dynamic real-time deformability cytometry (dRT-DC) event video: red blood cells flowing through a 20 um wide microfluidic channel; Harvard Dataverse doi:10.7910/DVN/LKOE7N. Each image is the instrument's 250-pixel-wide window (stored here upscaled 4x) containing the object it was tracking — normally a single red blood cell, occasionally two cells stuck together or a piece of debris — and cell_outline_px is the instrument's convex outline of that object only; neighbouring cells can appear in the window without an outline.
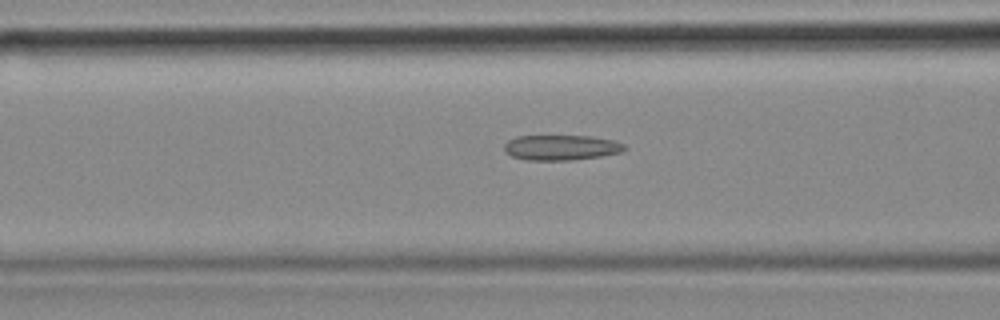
{"species": "common noctule bat (a hibernating species)", "species_latin": "Nyctalus noctula", "temperature_condition": "cold", "stored_images_in_passage": 49, "camera_frame_rate_fps": 3000, "um_per_image_px": 0.085, "animal": {"sex": "female", "body_mass_g": 18.4}, "frame": {"image": 1, "passage_image": 16, "time_ms": 5.0, "image_size_px": [1000, 320], "cell_outline_px": [[628, 148], [620, 152], [600, 156], [572, 160], [528, 160], [512, 156], [504, 152], [504, 144], [508, 140], [516, 136], [592, 136], [612, 140], [624, 144]], "centroid_in_image_um": [47.67, 12.54], "position_along_channel_um": 118.9, "area_um2": 17.69}}
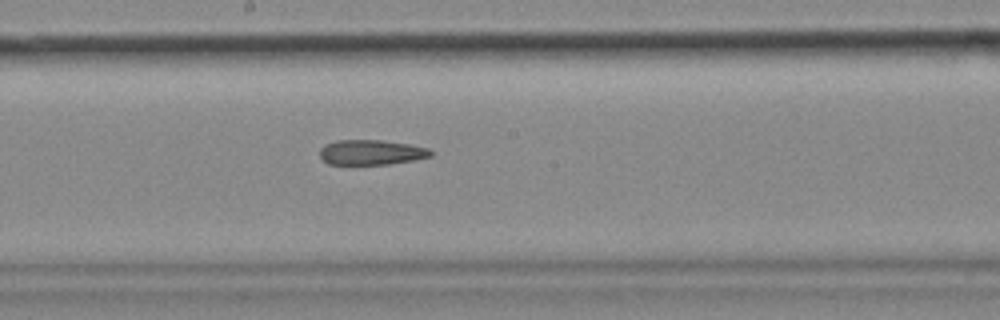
{"frame": {"image": 2, "passage_image": 24, "time_ms": 7.667, "image_size_px": [1000, 320], "cell_outline_px": [[436, 152], [432, 156], [412, 160], [388, 164], [328, 164], [320, 156], [320, 148], [324, 144], [336, 140], [384, 140], [408, 144], [428, 148]], "centroid_in_image_um": [31.57, 12.94], "position_along_channel_um": 216.6, "area_um2": 16.24}}
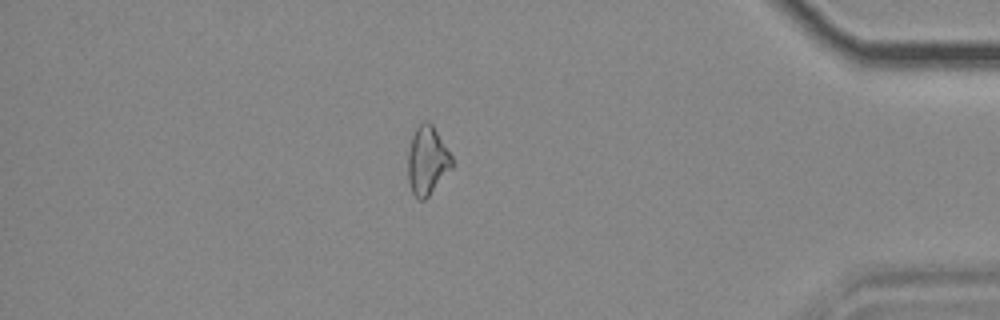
{"frame": {"image": 3, "passage_image": 42, "time_ms": 13.667, "image_size_px": [1000, 320], "cell_outline_px": [[452, 168], [428, 196], [424, 200], [420, 200], [412, 192], [408, 180], [408, 152], [412, 136], [416, 128], [424, 120], [428, 120], [432, 124], [452, 156]], "centroid_in_image_um": [36.31, 13.63], "position_along_channel_um": 398.9, "area_um2": 17.4}}